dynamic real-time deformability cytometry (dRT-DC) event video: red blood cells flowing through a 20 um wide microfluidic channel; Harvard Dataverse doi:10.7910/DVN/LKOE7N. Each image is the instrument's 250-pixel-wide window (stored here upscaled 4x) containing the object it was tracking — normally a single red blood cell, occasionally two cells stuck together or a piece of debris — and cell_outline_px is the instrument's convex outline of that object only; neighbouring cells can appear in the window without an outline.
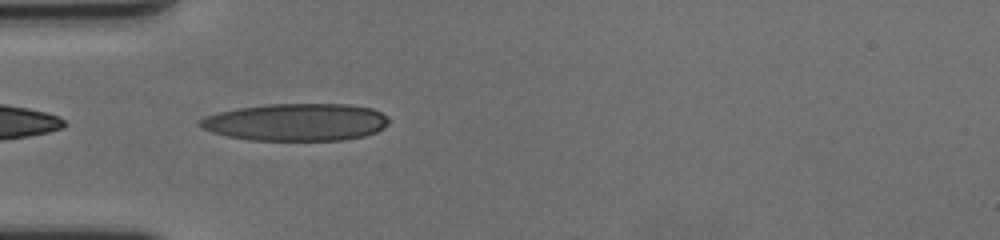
{"species": "human", "species_latin": "Homo sapiens", "temperature_condition": "cold", "stored_images_in_passage": 41, "camera_frame_rate_fps": 3000, "um_per_image_px": 0.085, "donor": {"sex": "female"}, "frame": {"image": 1, "passage_image": 1, "time_ms": 0.0, "image_size_px": [1000, 240], "cell_outline_px": [[388, 124], [384, 128], [376, 132], [364, 136], [344, 140], [248, 140], [228, 136], [212, 132], [204, 128], [200, 124], [200, 120], [208, 116], [220, 112], [236, 108], [268, 104], [348, 104], [372, 108], [388, 116]], "centroid_in_image_um": [25.23, 10.38], "position_along_channel_um": 59.8, "area_um2": 41.04}}
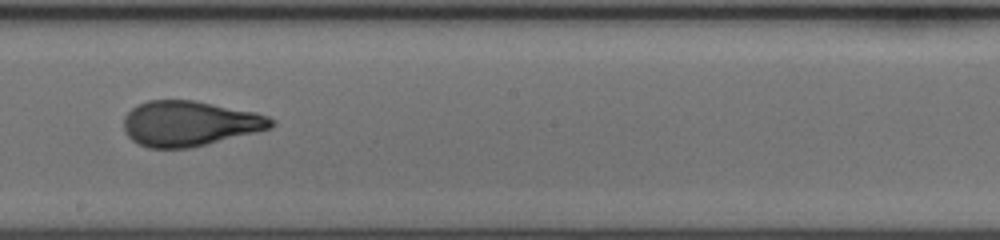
{"frame": {"image": 2, "passage_image": 16, "time_ms": 5.0, "image_size_px": [1000, 240], "cell_outline_px": [[276, 124], [272, 128], [256, 132], [188, 148], [148, 148], [136, 144], [124, 132], [124, 116], [136, 104], [148, 100], [192, 100], [256, 112], [268, 116], [276, 120]], "centroid_in_image_um": [16.1, 10.49], "position_along_channel_um": 232.1, "area_um2": 38.96}}
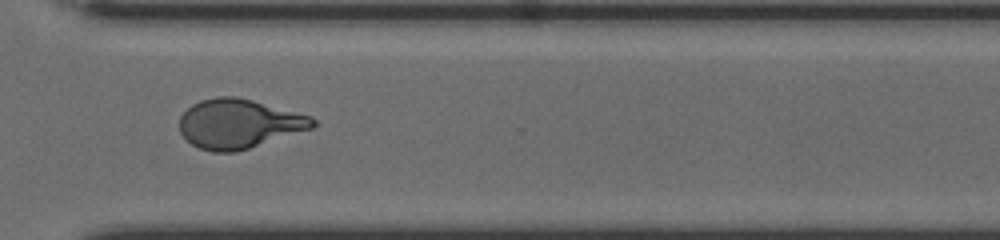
{"frame": {"image": 3, "passage_image": 26, "time_ms": 8.333, "image_size_px": [1000, 240], "cell_outline_px": [[316, 124], [312, 128], [236, 152], [212, 152], [200, 148], [192, 144], [180, 132], [180, 116], [192, 104], [200, 100], [216, 96], [236, 96], [252, 100], [312, 116], [316, 120]], "centroid_in_image_um": [20.3, 10.51], "position_along_channel_um": 350.3, "area_um2": 38.09}, "authors_computed_cell_mechanics": {"area_um2": 38.6682, "velocity_mm_per_s": 3.5336, "shape_relaxation_time_tau1_ms": 7.4488, "shape_relaxation_time_tau2_ms": 0.9873, "deformation_change_tau1": 0.2714, "deformation_change_tau2": 0.0815}}